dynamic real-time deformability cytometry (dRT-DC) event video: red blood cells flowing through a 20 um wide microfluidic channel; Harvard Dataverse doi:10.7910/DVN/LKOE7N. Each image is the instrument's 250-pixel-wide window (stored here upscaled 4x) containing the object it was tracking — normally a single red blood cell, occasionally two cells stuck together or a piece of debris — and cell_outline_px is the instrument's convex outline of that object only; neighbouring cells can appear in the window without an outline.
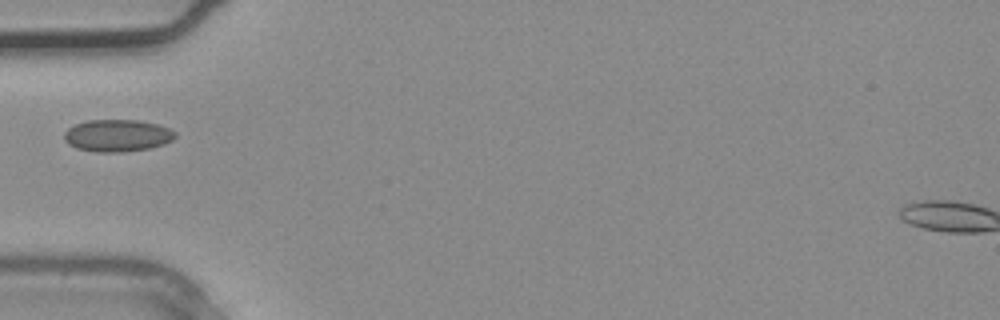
{"species": "common noctule bat (a hibernating species)", "species_latin": "Nyctalus noctula", "temperature_condition": "warm", "stored_images_in_passage": 1, "camera_frame_rate_fps": 3000, "um_per_image_px": 0.085, "animal": {"sex": "male", "body_mass_g": 20.4}, "frame": {"image": 1, "passage_image": 1, "time_ms": 0.0, "image_size_px": [1000, 320], "cell_outline_px": [[176, 136], [172, 140], [164, 144], [148, 148], [120, 152], [96, 152], [76, 148], [68, 144], [64, 140], [64, 132], [68, 128], [76, 124], [88, 120], [136, 120], [156, 124], [168, 128], [176, 132]], "centroid_in_image_um": [9.95, 11.52], "position_along_channel_um": 75.1, "area_um2": 20.69}}